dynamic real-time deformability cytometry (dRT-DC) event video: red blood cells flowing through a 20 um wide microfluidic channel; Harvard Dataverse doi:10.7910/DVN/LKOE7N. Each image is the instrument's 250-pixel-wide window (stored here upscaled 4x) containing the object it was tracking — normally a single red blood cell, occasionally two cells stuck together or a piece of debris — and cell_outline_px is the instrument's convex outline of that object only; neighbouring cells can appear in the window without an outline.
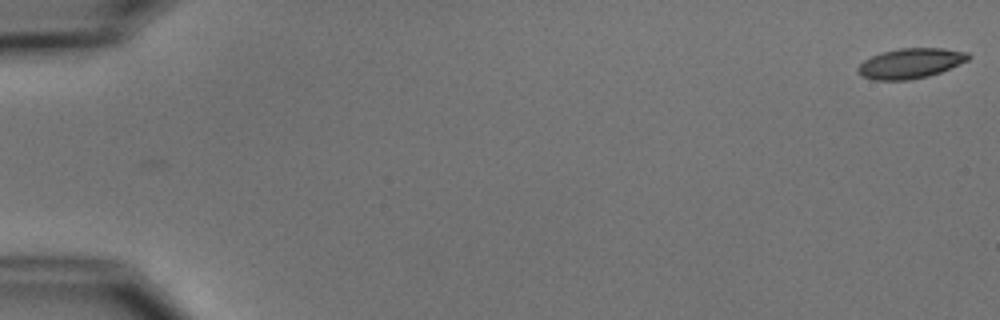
{"species": "common noctule bat (a hibernating species)", "species_latin": "Nyctalus noctula", "temperature_condition": "cold", "stored_images_in_passage": 5, "camera_frame_rate_fps": 3000, "um_per_image_px": 0.085, "animal": {"sex": "male", "body_mass_g": 15.6}, "frame": {"image": 1, "passage_image": 1, "time_ms": 0.0, "image_size_px": [1000, 320], "cell_outline_px": [[972, 56], [968, 60], [940, 72], [928, 76], [908, 80], [876, 80], [860, 76], [856, 72], [856, 68], [864, 60], [880, 52], [900, 48], [944, 48], [968, 52]], "centroid_in_image_um": [77.37, 5.38], "position_along_channel_um": 7.6, "area_um2": 19.48}}
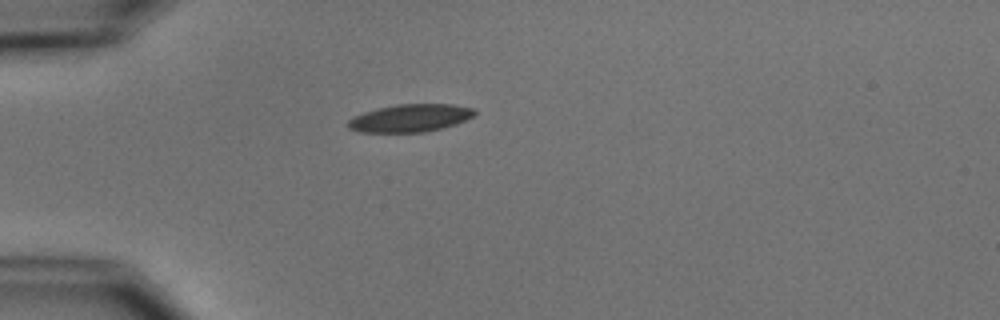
{"frame": {"image": 2, "passage_image": 5, "time_ms": 5.0, "image_size_px": [1000, 320], "cell_outline_px": [[476, 112], [472, 116], [456, 124], [444, 128], [424, 132], [360, 132], [348, 128], [348, 120], [352, 116], [376, 108], [396, 104], [452, 104], [472, 108]], "centroid_in_image_um": [34.83, 10.03], "position_along_channel_um": 50.2, "area_um2": 20.46}}